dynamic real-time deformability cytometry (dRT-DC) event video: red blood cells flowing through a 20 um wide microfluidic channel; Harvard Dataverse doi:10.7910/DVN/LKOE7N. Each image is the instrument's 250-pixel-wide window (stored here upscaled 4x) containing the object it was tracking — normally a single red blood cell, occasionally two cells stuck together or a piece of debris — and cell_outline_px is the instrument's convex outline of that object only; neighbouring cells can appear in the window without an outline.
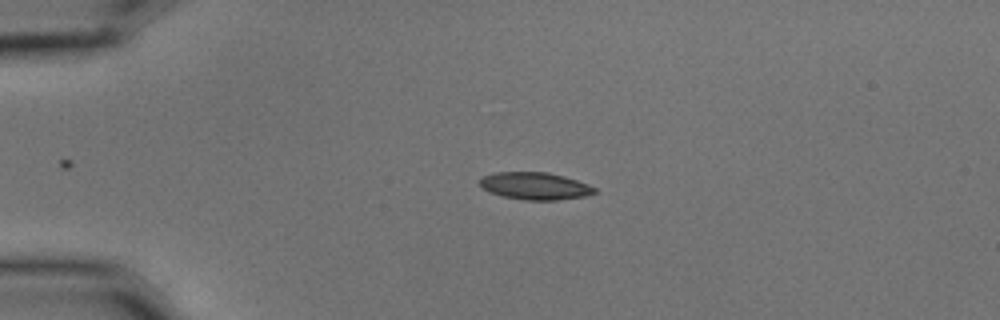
{"species": "common noctule bat (a hibernating species)", "species_latin": "Nyctalus noctula", "temperature_condition": "cold", "stored_images_in_passage": 4, "camera_frame_rate_fps": 3000, "um_per_image_px": 0.085, "animal": {"sex": "male", "body_mass_g": 15.6}, "frame": {"image": 1, "passage_image": 3, "time_ms": 0.667, "image_size_px": [1000, 320], "cell_outline_px": [[596, 192], [588, 196], [556, 200], [524, 200], [504, 196], [488, 192], [480, 184], [480, 176], [496, 172], [548, 172], [564, 176], [588, 184], [596, 188]], "centroid_in_image_um": [45.48, 15.8], "position_along_channel_um": 39.5, "area_um2": 18.32}}